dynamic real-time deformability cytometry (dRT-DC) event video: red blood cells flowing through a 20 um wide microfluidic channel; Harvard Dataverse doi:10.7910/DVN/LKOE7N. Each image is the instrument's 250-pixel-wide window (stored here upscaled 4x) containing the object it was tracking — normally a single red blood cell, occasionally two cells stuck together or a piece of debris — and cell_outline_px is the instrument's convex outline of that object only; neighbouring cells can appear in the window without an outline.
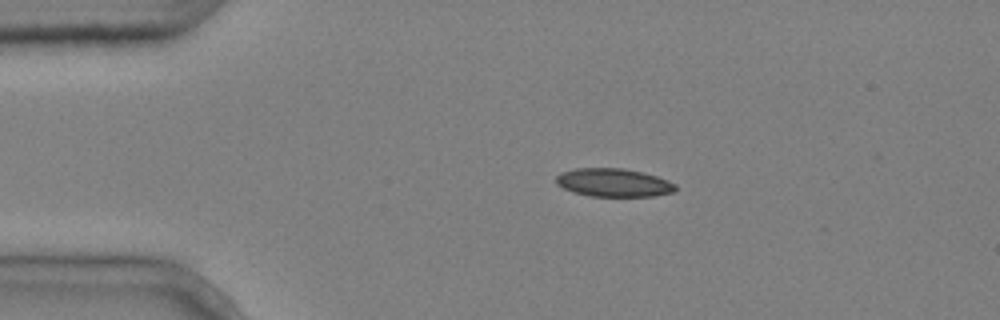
{"species": "common noctule bat (a hibernating species)", "species_latin": "Nyctalus noctula", "temperature_condition": "cold", "stored_images_in_passage": 3, "camera_frame_rate_fps": 3000, "um_per_image_px": 0.085, "animal": {"sex": "male", "body_mass_g": 20.4}, "frame": {"image": 1, "passage_image": 1, "time_ms": 0.0, "image_size_px": [1000, 320], "cell_outline_px": [[676, 192], [652, 196], [588, 196], [572, 192], [556, 184], [556, 176], [560, 172], [576, 168], [624, 168], [644, 172], [668, 180], [676, 184]], "centroid_in_image_um": [52.16, 15.52], "position_along_channel_um": 32.8, "area_um2": 19.88}}
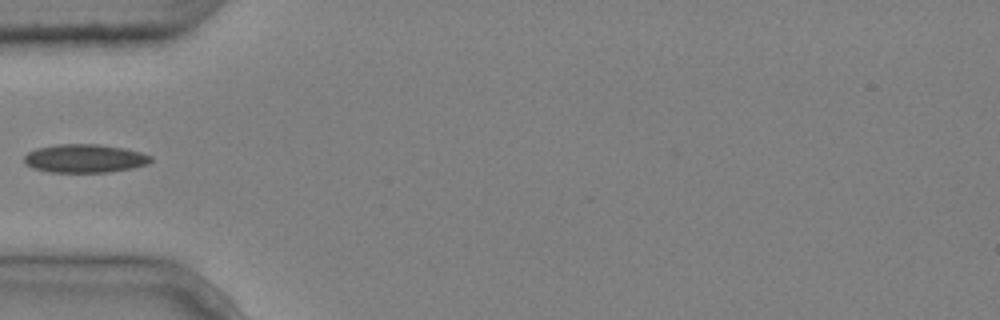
{"frame": {"image": 2, "passage_image": 3, "time_ms": 0.667, "image_size_px": [1000, 320], "cell_outline_px": [[152, 160], [148, 164], [132, 168], [108, 172], [48, 172], [32, 168], [24, 164], [24, 156], [28, 152], [36, 148], [56, 144], [100, 144], [124, 148], [140, 152], [152, 156]], "centroid_in_image_um": [7.18, 13.46], "position_along_channel_um": 77.8, "area_um2": 21.15}}